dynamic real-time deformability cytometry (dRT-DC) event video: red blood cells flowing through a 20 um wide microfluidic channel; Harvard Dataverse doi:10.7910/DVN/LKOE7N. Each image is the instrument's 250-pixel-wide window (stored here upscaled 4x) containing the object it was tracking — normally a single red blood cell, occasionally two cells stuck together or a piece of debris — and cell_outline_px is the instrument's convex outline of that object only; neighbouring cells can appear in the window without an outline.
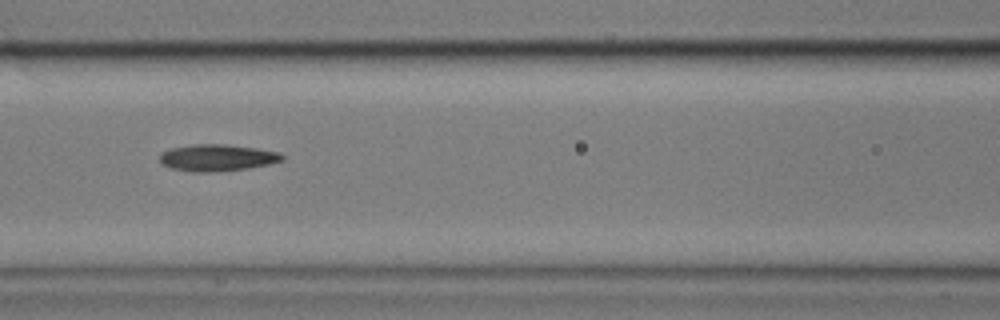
{"species": "common noctule bat (a hibernating species)", "species_latin": "Nyctalus noctula", "temperature_condition": "cold", "stored_images_in_passage": 8, "camera_frame_rate_fps": 3000, "um_per_image_px": 0.085, "animal": {"sex": "male", "body_mass_g": 17.9}, "frame": {"image": 1, "passage_image": 5, "time_ms": 1.333, "image_size_px": [1000, 320], "cell_outline_px": [[284, 160], [268, 164], [248, 168], [212, 172], [192, 172], [172, 168], [160, 164], [160, 152], [168, 148], [192, 144], [224, 144], [256, 148], [280, 152], [284, 156]], "centroid_in_image_um": [18.42, 13.4], "position_along_channel_um": 148.2, "area_um2": 19.25}}